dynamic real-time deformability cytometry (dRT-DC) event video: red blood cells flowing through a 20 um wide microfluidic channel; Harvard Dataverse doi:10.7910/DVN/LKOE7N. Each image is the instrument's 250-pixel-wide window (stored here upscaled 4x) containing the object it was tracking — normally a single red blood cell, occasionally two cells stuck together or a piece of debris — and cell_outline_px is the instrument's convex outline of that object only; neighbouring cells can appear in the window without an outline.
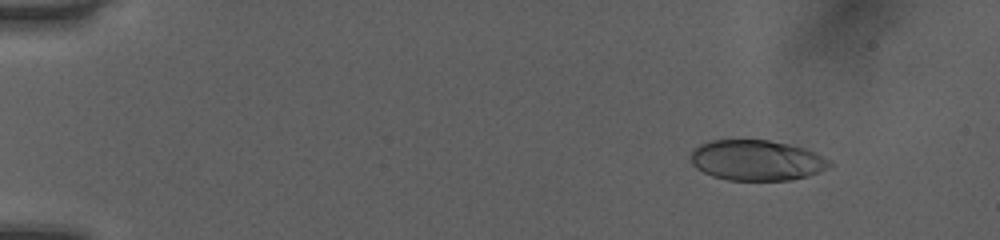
{"species": "human", "species_latin": "Homo sapiens", "temperature_condition": "room temperature", "stored_images_in_passage": 52, "camera_frame_rate_fps": 3000, "um_per_image_px": 0.085, "donor": {"sex": "female"}, "frame": {"image": 1, "passage_image": 7, "time_ms": 2.0, "image_size_px": [1000, 240], "cell_outline_px": [[832, 164], [808, 176], [792, 180], [728, 180], [712, 176], [696, 168], [692, 164], [692, 152], [700, 144], [712, 140], [768, 140], [788, 144], [804, 148], [816, 152], [832, 160]], "centroid_in_image_um": [64.33, 13.62], "position_along_channel_um": 20.7, "area_um2": 32.6}}
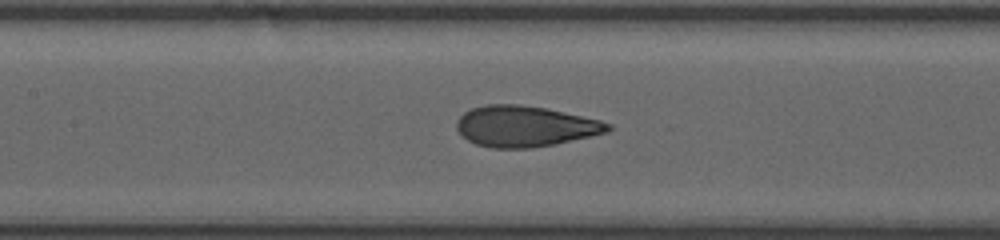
{"frame": {"image": 2, "passage_image": 26, "time_ms": 8.333, "image_size_px": [1000, 240], "cell_outline_px": [[612, 128], [608, 132], [556, 144], [528, 148], [492, 148], [476, 144], [460, 136], [456, 128], [456, 120], [464, 112], [472, 108], [484, 104], [520, 104], [544, 108], [600, 120], [612, 124]], "centroid_in_image_um": [44.59, 10.73], "position_along_channel_um": 162.8, "area_um2": 36.13}}
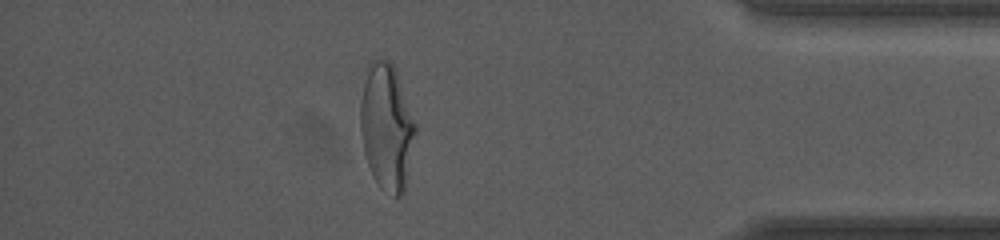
{"frame": {"image": 3, "passage_image": 46, "time_ms": 15.0, "image_size_px": [1000, 240], "cell_outline_px": [[416, 132], [404, 192], [400, 196], [396, 196], [380, 188], [372, 176], [364, 152], [360, 132], [360, 100], [368, 64], [372, 60], [388, 60], [392, 64], [396, 72], [416, 124]], "centroid_in_image_um": [32.85, 10.81], "position_along_channel_um": 402.3, "area_um2": 40.23}, "authors_computed_cell_mechanics": {"area_um2": 35.4892, "velocity_mm_per_s": 4.067, "shape_relaxation_time_tau1_ms": 4.8364, "shape_relaxation_time_tau2_ms": 0.7816, "deformation_change_tau1": 0.2073, "deformation_change_tau2": 0.0842}}